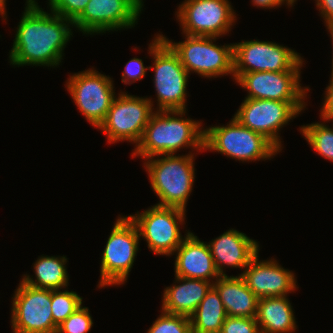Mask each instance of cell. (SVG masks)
Listing matches in <instances>:
<instances>
[{"mask_svg": "<svg viewBox=\"0 0 333 333\" xmlns=\"http://www.w3.org/2000/svg\"><path fill=\"white\" fill-rule=\"evenodd\" d=\"M175 276L214 282L219 274L207 242L189 232L175 250Z\"/></svg>", "mask_w": 333, "mask_h": 333, "instance_id": "ac0fdd59", "label": "cell"}, {"mask_svg": "<svg viewBox=\"0 0 333 333\" xmlns=\"http://www.w3.org/2000/svg\"><path fill=\"white\" fill-rule=\"evenodd\" d=\"M38 0H26L9 51L11 66L57 68L63 62L64 49L73 37V21L44 11Z\"/></svg>", "mask_w": 333, "mask_h": 333, "instance_id": "6da1fadb", "label": "cell"}, {"mask_svg": "<svg viewBox=\"0 0 333 333\" xmlns=\"http://www.w3.org/2000/svg\"><path fill=\"white\" fill-rule=\"evenodd\" d=\"M330 77L319 113L320 119L327 121V123L333 121V75H330Z\"/></svg>", "mask_w": 333, "mask_h": 333, "instance_id": "1f68e13d", "label": "cell"}, {"mask_svg": "<svg viewBox=\"0 0 333 333\" xmlns=\"http://www.w3.org/2000/svg\"><path fill=\"white\" fill-rule=\"evenodd\" d=\"M50 12L74 21L90 0H47Z\"/></svg>", "mask_w": 333, "mask_h": 333, "instance_id": "f1b7e54d", "label": "cell"}, {"mask_svg": "<svg viewBox=\"0 0 333 333\" xmlns=\"http://www.w3.org/2000/svg\"><path fill=\"white\" fill-rule=\"evenodd\" d=\"M142 8H144V1L143 0H135Z\"/></svg>", "mask_w": 333, "mask_h": 333, "instance_id": "8d00e7d4", "label": "cell"}, {"mask_svg": "<svg viewBox=\"0 0 333 333\" xmlns=\"http://www.w3.org/2000/svg\"><path fill=\"white\" fill-rule=\"evenodd\" d=\"M136 224L129 216L118 215L101 255L97 288L124 285L133 268L139 249Z\"/></svg>", "mask_w": 333, "mask_h": 333, "instance_id": "52a82bcc", "label": "cell"}, {"mask_svg": "<svg viewBox=\"0 0 333 333\" xmlns=\"http://www.w3.org/2000/svg\"><path fill=\"white\" fill-rule=\"evenodd\" d=\"M226 317L220 295L212 286L190 316L192 333H220Z\"/></svg>", "mask_w": 333, "mask_h": 333, "instance_id": "cb8c5ba5", "label": "cell"}, {"mask_svg": "<svg viewBox=\"0 0 333 333\" xmlns=\"http://www.w3.org/2000/svg\"><path fill=\"white\" fill-rule=\"evenodd\" d=\"M325 27H326V30H328V32H329V36H330V38H331V43H332V66H331V75H333V23H330V24H326L325 25Z\"/></svg>", "mask_w": 333, "mask_h": 333, "instance_id": "e575fe53", "label": "cell"}, {"mask_svg": "<svg viewBox=\"0 0 333 333\" xmlns=\"http://www.w3.org/2000/svg\"><path fill=\"white\" fill-rule=\"evenodd\" d=\"M288 296L259 298L256 321L260 333H294L298 328Z\"/></svg>", "mask_w": 333, "mask_h": 333, "instance_id": "7402d4cb", "label": "cell"}, {"mask_svg": "<svg viewBox=\"0 0 333 333\" xmlns=\"http://www.w3.org/2000/svg\"><path fill=\"white\" fill-rule=\"evenodd\" d=\"M155 36L148 44V52L152 57L149 69L154 71L153 87L155 88L157 107L161 110H187V86L190 74L181 64L178 54L163 39L161 34Z\"/></svg>", "mask_w": 333, "mask_h": 333, "instance_id": "277c9868", "label": "cell"}, {"mask_svg": "<svg viewBox=\"0 0 333 333\" xmlns=\"http://www.w3.org/2000/svg\"><path fill=\"white\" fill-rule=\"evenodd\" d=\"M196 154L156 155L143 161L152 190L160 199L156 205L186 211L195 182Z\"/></svg>", "mask_w": 333, "mask_h": 333, "instance_id": "3957f363", "label": "cell"}, {"mask_svg": "<svg viewBox=\"0 0 333 333\" xmlns=\"http://www.w3.org/2000/svg\"><path fill=\"white\" fill-rule=\"evenodd\" d=\"M300 79L301 71H261L243 73L235 83L247 91L245 98L307 103L310 88L303 87Z\"/></svg>", "mask_w": 333, "mask_h": 333, "instance_id": "2e32d148", "label": "cell"}, {"mask_svg": "<svg viewBox=\"0 0 333 333\" xmlns=\"http://www.w3.org/2000/svg\"><path fill=\"white\" fill-rule=\"evenodd\" d=\"M207 243L220 275H226V267L245 269L260 252L258 241L233 228Z\"/></svg>", "mask_w": 333, "mask_h": 333, "instance_id": "d6986e66", "label": "cell"}, {"mask_svg": "<svg viewBox=\"0 0 333 333\" xmlns=\"http://www.w3.org/2000/svg\"><path fill=\"white\" fill-rule=\"evenodd\" d=\"M65 88L84 116L96 129L105 120L112 101L117 96L113 78L94 67L68 75Z\"/></svg>", "mask_w": 333, "mask_h": 333, "instance_id": "7c38bea8", "label": "cell"}, {"mask_svg": "<svg viewBox=\"0 0 333 333\" xmlns=\"http://www.w3.org/2000/svg\"><path fill=\"white\" fill-rule=\"evenodd\" d=\"M66 256L41 255L33 263L34 276L23 274L21 281L27 285L49 290H64L69 286ZM34 277V278H33Z\"/></svg>", "mask_w": 333, "mask_h": 333, "instance_id": "603a6c76", "label": "cell"}, {"mask_svg": "<svg viewBox=\"0 0 333 333\" xmlns=\"http://www.w3.org/2000/svg\"><path fill=\"white\" fill-rule=\"evenodd\" d=\"M186 114V110L155 111L131 157L145 160L156 155L177 154L181 149H189L191 154L204 152L202 121L186 118Z\"/></svg>", "mask_w": 333, "mask_h": 333, "instance_id": "7a4b0ae2", "label": "cell"}, {"mask_svg": "<svg viewBox=\"0 0 333 333\" xmlns=\"http://www.w3.org/2000/svg\"><path fill=\"white\" fill-rule=\"evenodd\" d=\"M127 93L122 90L117 93L105 120L97 129L106 134L109 144L127 141L136 147L155 112V102L150 96L139 97Z\"/></svg>", "mask_w": 333, "mask_h": 333, "instance_id": "ba28073f", "label": "cell"}, {"mask_svg": "<svg viewBox=\"0 0 333 333\" xmlns=\"http://www.w3.org/2000/svg\"><path fill=\"white\" fill-rule=\"evenodd\" d=\"M6 0H0V18L2 17L3 19H1L2 21H6L8 15L6 14ZM7 15V16H6Z\"/></svg>", "mask_w": 333, "mask_h": 333, "instance_id": "d590c367", "label": "cell"}, {"mask_svg": "<svg viewBox=\"0 0 333 333\" xmlns=\"http://www.w3.org/2000/svg\"><path fill=\"white\" fill-rule=\"evenodd\" d=\"M227 123L204 128V151L218 152L242 163L271 160L280 153L263 135L241 125L233 116Z\"/></svg>", "mask_w": 333, "mask_h": 333, "instance_id": "5b68a950", "label": "cell"}, {"mask_svg": "<svg viewBox=\"0 0 333 333\" xmlns=\"http://www.w3.org/2000/svg\"><path fill=\"white\" fill-rule=\"evenodd\" d=\"M227 316L256 317L259 298L247 287L243 277L221 275L213 282Z\"/></svg>", "mask_w": 333, "mask_h": 333, "instance_id": "44dd1931", "label": "cell"}, {"mask_svg": "<svg viewBox=\"0 0 333 333\" xmlns=\"http://www.w3.org/2000/svg\"><path fill=\"white\" fill-rule=\"evenodd\" d=\"M173 285L164 289L161 310L169 314L190 317L213 283L201 279L175 276Z\"/></svg>", "mask_w": 333, "mask_h": 333, "instance_id": "ffe728a7", "label": "cell"}, {"mask_svg": "<svg viewBox=\"0 0 333 333\" xmlns=\"http://www.w3.org/2000/svg\"><path fill=\"white\" fill-rule=\"evenodd\" d=\"M220 333H260L256 317L227 316Z\"/></svg>", "mask_w": 333, "mask_h": 333, "instance_id": "f546056e", "label": "cell"}, {"mask_svg": "<svg viewBox=\"0 0 333 333\" xmlns=\"http://www.w3.org/2000/svg\"><path fill=\"white\" fill-rule=\"evenodd\" d=\"M251 4L253 7H260L261 9H275L284 4L288 6V8H293L295 6V2L293 0H251Z\"/></svg>", "mask_w": 333, "mask_h": 333, "instance_id": "836d02e7", "label": "cell"}, {"mask_svg": "<svg viewBox=\"0 0 333 333\" xmlns=\"http://www.w3.org/2000/svg\"><path fill=\"white\" fill-rule=\"evenodd\" d=\"M160 311L146 333H192L190 317Z\"/></svg>", "mask_w": 333, "mask_h": 333, "instance_id": "4316f807", "label": "cell"}, {"mask_svg": "<svg viewBox=\"0 0 333 333\" xmlns=\"http://www.w3.org/2000/svg\"><path fill=\"white\" fill-rule=\"evenodd\" d=\"M11 305L13 333H56L51 311V290L34 288L20 280Z\"/></svg>", "mask_w": 333, "mask_h": 333, "instance_id": "5bb4252c", "label": "cell"}, {"mask_svg": "<svg viewBox=\"0 0 333 333\" xmlns=\"http://www.w3.org/2000/svg\"><path fill=\"white\" fill-rule=\"evenodd\" d=\"M259 258L258 252L240 274L258 298L289 296L299 288L292 270L282 267L276 258Z\"/></svg>", "mask_w": 333, "mask_h": 333, "instance_id": "e0dca14e", "label": "cell"}, {"mask_svg": "<svg viewBox=\"0 0 333 333\" xmlns=\"http://www.w3.org/2000/svg\"><path fill=\"white\" fill-rule=\"evenodd\" d=\"M182 34L219 37L236 25V11L229 0H185L175 11Z\"/></svg>", "mask_w": 333, "mask_h": 333, "instance_id": "4fadbf2b", "label": "cell"}, {"mask_svg": "<svg viewBox=\"0 0 333 333\" xmlns=\"http://www.w3.org/2000/svg\"><path fill=\"white\" fill-rule=\"evenodd\" d=\"M307 103L244 98L234 118L243 126L268 139L280 152V131L305 110Z\"/></svg>", "mask_w": 333, "mask_h": 333, "instance_id": "30bf717a", "label": "cell"}, {"mask_svg": "<svg viewBox=\"0 0 333 333\" xmlns=\"http://www.w3.org/2000/svg\"><path fill=\"white\" fill-rule=\"evenodd\" d=\"M143 8L135 0H90L73 26L83 35L134 28Z\"/></svg>", "mask_w": 333, "mask_h": 333, "instance_id": "9a60e30c", "label": "cell"}, {"mask_svg": "<svg viewBox=\"0 0 333 333\" xmlns=\"http://www.w3.org/2000/svg\"><path fill=\"white\" fill-rule=\"evenodd\" d=\"M125 70L122 72V83L132 85L136 81H140L145 77L149 66H144V61L140 58H132L125 64Z\"/></svg>", "mask_w": 333, "mask_h": 333, "instance_id": "4dcf8cb0", "label": "cell"}, {"mask_svg": "<svg viewBox=\"0 0 333 333\" xmlns=\"http://www.w3.org/2000/svg\"><path fill=\"white\" fill-rule=\"evenodd\" d=\"M324 121V122H323ZM322 120L311 124L302 125L300 134L304 136L312 150L319 156L333 162V121L332 126Z\"/></svg>", "mask_w": 333, "mask_h": 333, "instance_id": "d4e9b609", "label": "cell"}, {"mask_svg": "<svg viewBox=\"0 0 333 333\" xmlns=\"http://www.w3.org/2000/svg\"><path fill=\"white\" fill-rule=\"evenodd\" d=\"M93 323L89 308L82 305L58 325L56 333H88Z\"/></svg>", "mask_w": 333, "mask_h": 333, "instance_id": "83f0119b", "label": "cell"}, {"mask_svg": "<svg viewBox=\"0 0 333 333\" xmlns=\"http://www.w3.org/2000/svg\"><path fill=\"white\" fill-rule=\"evenodd\" d=\"M325 25L333 23V0H314Z\"/></svg>", "mask_w": 333, "mask_h": 333, "instance_id": "d6a6232c", "label": "cell"}, {"mask_svg": "<svg viewBox=\"0 0 333 333\" xmlns=\"http://www.w3.org/2000/svg\"><path fill=\"white\" fill-rule=\"evenodd\" d=\"M186 212L179 208L153 205L146 210L129 214L136 224L140 238L147 242V247L156 255L170 256L181 245L183 239L190 232L181 233V226L185 225Z\"/></svg>", "mask_w": 333, "mask_h": 333, "instance_id": "9c48e42d", "label": "cell"}, {"mask_svg": "<svg viewBox=\"0 0 333 333\" xmlns=\"http://www.w3.org/2000/svg\"><path fill=\"white\" fill-rule=\"evenodd\" d=\"M163 39L178 54L187 72L204 78H217L230 75L234 81L233 43L217 45L219 37L190 36L174 42L163 35Z\"/></svg>", "mask_w": 333, "mask_h": 333, "instance_id": "8992f818", "label": "cell"}, {"mask_svg": "<svg viewBox=\"0 0 333 333\" xmlns=\"http://www.w3.org/2000/svg\"><path fill=\"white\" fill-rule=\"evenodd\" d=\"M234 81L243 73L301 71V54L272 41L242 40L233 43Z\"/></svg>", "mask_w": 333, "mask_h": 333, "instance_id": "8fae6325", "label": "cell"}, {"mask_svg": "<svg viewBox=\"0 0 333 333\" xmlns=\"http://www.w3.org/2000/svg\"><path fill=\"white\" fill-rule=\"evenodd\" d=\"M67 289L51 290V311L53 322L57 326L83 305V297Z\"/></svg>", "mask_w": 333, "mask_h": 333, "instance_id": "484cf974", "label": "cell"}]
</instances>
